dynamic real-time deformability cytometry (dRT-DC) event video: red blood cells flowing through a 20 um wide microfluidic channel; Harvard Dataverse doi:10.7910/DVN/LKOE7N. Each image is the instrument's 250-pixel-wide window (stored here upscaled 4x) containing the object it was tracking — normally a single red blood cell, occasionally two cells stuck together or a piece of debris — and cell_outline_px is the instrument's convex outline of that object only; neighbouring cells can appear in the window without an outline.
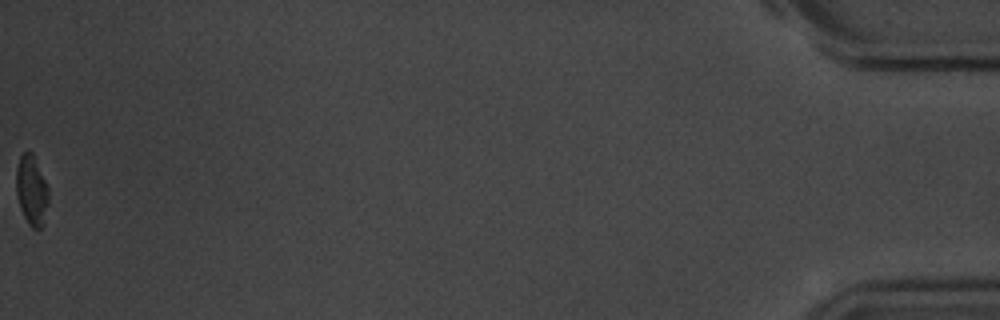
{"species": "common noctule bat (a hibernating species)", "species_latin": "Nyctalus noctula", "temperature_condition": "room temperature", "stored_images_in_passage": 44, "camera_frame_rate_fps": 3000, "um_per_image_px": 0.085, "animal": {"sex": "male", "body_mass_g": 20.1, "forearm_length_mm": 53.5}, "frame": {"image": 1, "passage_image": 44, "time_ms": 14.333, "image_size_px": [1000, 320], "cell_outline_px": [[48, 200], [44, 224], [40, 228], [32, 228], [28, 224], [20, 208], [16, 196], [16, 168], [20, 156], [24, 152], [32, 152], [48, 188]], "centroid_in_image_um": [2.67, 16.2], "position_along_channel_um": 432.5, "area_um2": 13.12}, "authors_computed_cell_mechanics": {"area_um2": 16.7909, "velocity_mm_per_s": 3.669, "shape_relaxation_time_tau1_ms": 4.0337, "shape_relaxation_time_tau2_ms": null, "deformation_change_tau1": 0.1537, "deformation_change_tau2": null}}